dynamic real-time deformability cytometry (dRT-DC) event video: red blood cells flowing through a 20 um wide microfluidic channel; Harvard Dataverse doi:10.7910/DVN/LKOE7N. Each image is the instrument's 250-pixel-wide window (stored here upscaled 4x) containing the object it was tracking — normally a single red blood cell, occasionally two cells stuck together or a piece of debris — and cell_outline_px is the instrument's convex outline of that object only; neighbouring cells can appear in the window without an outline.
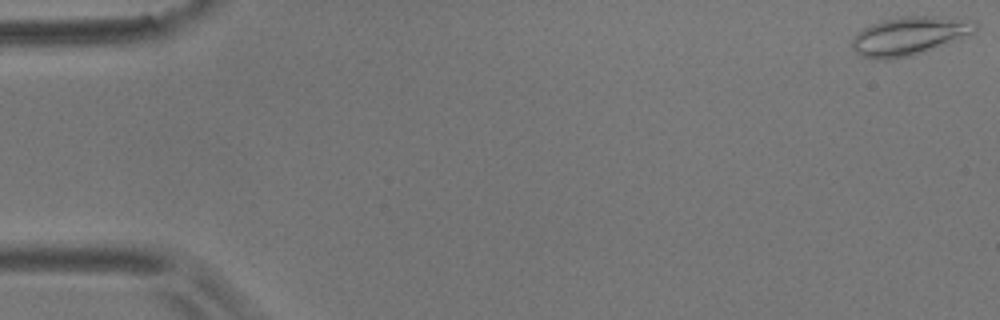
{"species": "common noctule bat (a hibernating species)", "species_latin": "Nyctalus noctula", "temperature_condition": "room temperature", "stored_images_in_passage": 5, "camera_frame_rate_fps": 3000, "um_per_image_px": 0.085, "animal": {"sex": "male", "body_mass_g": 17.9}, "frame": {"image": 1, "passage_image": 1, "time_ms": 0.0, "image_size_px": [1000, 320], "cell_outline_px": [[976, 32], [968, 36], [924, 52], [908, 56], [888, 60], [876, 60], [860, 56], [852, 48], [852, 36], [856, 32], [880, 20], [900, 16], [956, 16], [972, 20], [976, 24]], "centroid_in_image_um": [77.3, 3.04], "position_along_channel_um": 7.7, "area_um2": 28.21}}